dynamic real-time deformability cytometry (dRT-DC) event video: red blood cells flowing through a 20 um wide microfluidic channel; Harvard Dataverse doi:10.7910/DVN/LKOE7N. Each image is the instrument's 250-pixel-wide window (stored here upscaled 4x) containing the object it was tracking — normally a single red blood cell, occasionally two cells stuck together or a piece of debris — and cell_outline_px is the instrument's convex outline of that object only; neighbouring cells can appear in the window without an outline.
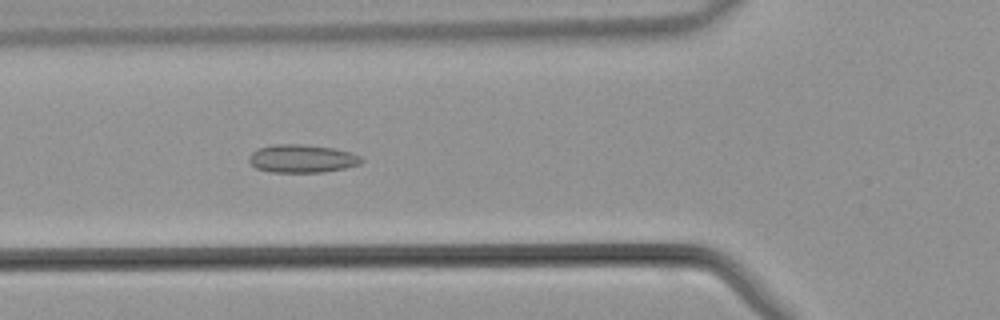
{"species": "common noctule bat (a hibernating species)", "species_latin": "Nyctalus noctula", "temperature_condition": "warm", "stored_images_in_passage": 42, "camera_frame_rate_fps": 3000, "um_per_image_px": 0.085, "animal": {"sex": "male", "body_mass_g": 21.5, "forearm_length_mm": 52.0}, "frame": {"image": 1, "passage_image": 14, "time_ms": 4.333, "image_size_px": [1000, 320], "cell_outline_px": [[364, 160], [360, 164], [344, 168], [324, 172], [272, 172], [256, 168], [248, 160], [248, 156], [252, 152], [260, 148], [276, 144], [304, 144], [332, 148], [348, 152], [360, 156]], "centroid_in_image_um": [25.66, 13.48], "position_along_channel_um": 100.1, "area_um2": 18.26}}
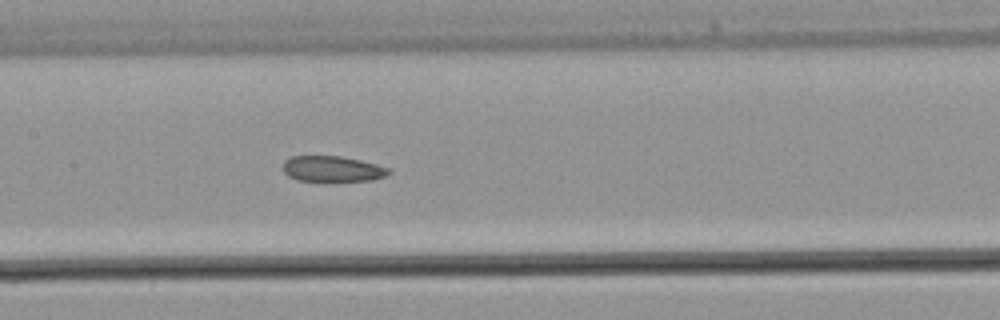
{"frame": {"image": 2, "passage_image": 19, "time_ms": 6.0, "image_size_px": [1000, 320], "cell_outline_px": [[392, 172], [388, 176], [372, 180], [296, 180], [288, 176], [284, 172], [284, 160], [292, 156], [340, 156], [360, 160], [392, 168]], "centroid_in_image_um": [28.31, 14.34], "position_along_channel_um": 179.1, "area_um2": 15.78}}
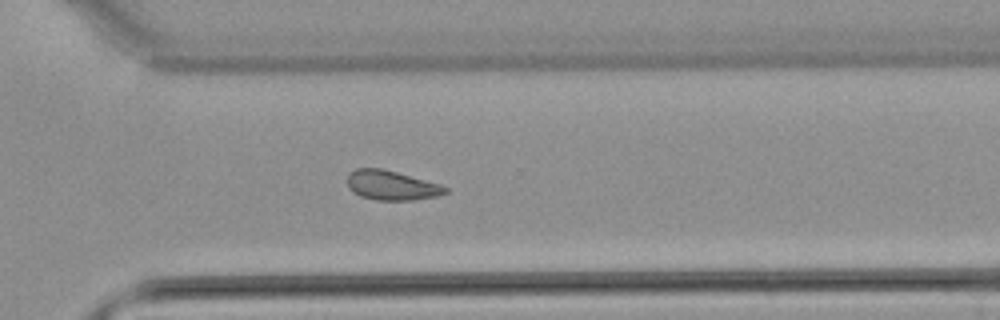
{"frame": {"image": 3, "passage_image": 29, "time_ms": 9.333, "image_size_px": [1000, 320], "cell_outline_px": [[448, 192], [436, 196], [412, 200], [376, 200], [360, 196], [352, 192], [348, 188], [348, 172], [356, 168], [384, 168], [440, 184], [448, 188]], "centroid_in_image_um": [33.25, 15.74], "position_along_channel_um": 337.3, "area_um2": 16.99}}